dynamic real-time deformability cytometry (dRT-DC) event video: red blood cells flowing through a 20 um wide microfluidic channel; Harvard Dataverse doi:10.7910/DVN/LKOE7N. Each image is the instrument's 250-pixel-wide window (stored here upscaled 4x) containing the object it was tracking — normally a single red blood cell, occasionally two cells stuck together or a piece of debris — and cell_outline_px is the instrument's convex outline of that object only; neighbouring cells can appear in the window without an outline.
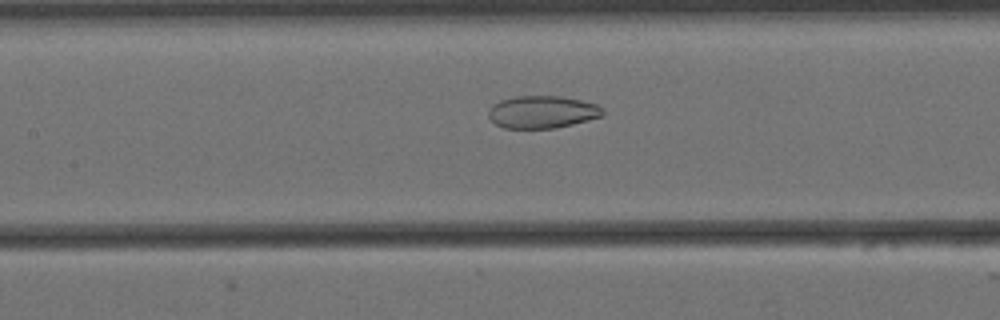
{"species": "Egyptian fruit bat (a non-hibernating species)", "species_latin": "Rousettus aegyptiacus", "temperature_condition": "cold", "stored_images_in_passage": 57, "camera_frame_rate_fps": 3000, "um_per_image_px": 0.085, "animal": {"sex": "female"}, "frame": {"image": 1, "passage_image": 25, "time_ms": 8.0, "image_size_px": [1000, 320], "cell_outline_px": [[604, 116], [572, 124], [552, 128], [504, 128], [496, 124], [488, 116], [488, 112], [492, 104], [500, 100], [516, 96], [560, 96], [580, 100], [596, 104], [604, 108]], "centroid_in_image_um": [46.1, 9.51], "position_along_channel_um": 161.3, "area_um2": 21.62}}
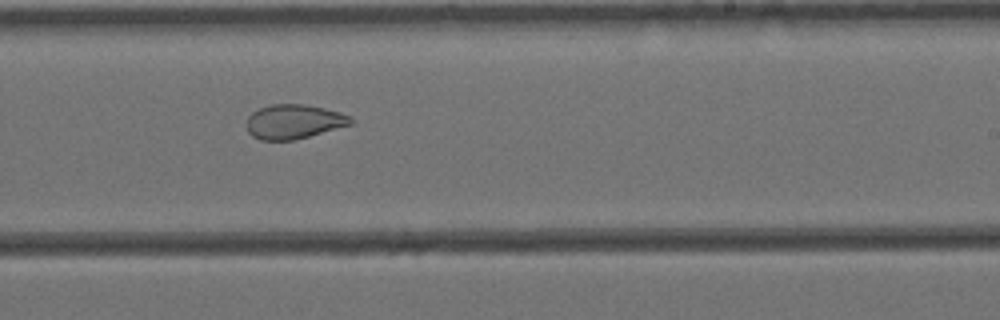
{"frame": {"image": 2, "passage_image": 34, "time_ms": 11.0, "image_size_px": [1000, 320], "cell_outline_px": [[352, 124], [308, 136], [292, 140], [260, 140], [252, 136], [248, 132], [248, 116], [252, 112], [260, 108], [272, 104], [304, 104], [324, 108], [340, 112], [352, 116]], "centroid_in_image_um": [24.97, 10.33], "position_along_channel_um": 264.0, "area_um2": 20.69}}
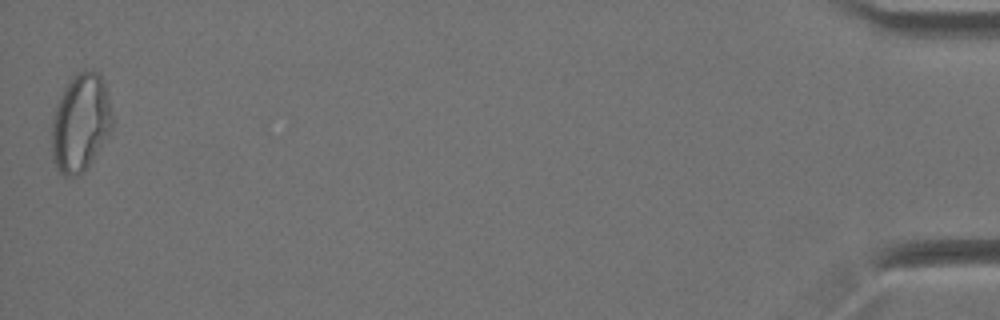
{"frame": {"image": 3, "passage_image": 57, "time_ms": 18.667, "image_size_px": [1000, 320], "cell_outline_px": [[112, 128], [84, 172], [76, 176], [64, 176], [56, 168], [52, 160], [52, 116], [56, 104], [64, 88], [72, 76], [76, 72], [84, 68], [96, 72], [104, 80], [112, 116]], "centroid_in_image_um": [6.82, 10.42], "position_along_channel_um": 428.4, "area_um2": 34.56}, "authors_computed_cell_mechanics": {"area_um2": 28.033, "velocity_mm_per_s": 3.4481, "shape_relaxation_time_tau1_ms": null, "shape_relaxation_time_tau2_ms": 1.8081, "deformation_change_tau1": null, "deformation_change_tau2": 0.0788}}